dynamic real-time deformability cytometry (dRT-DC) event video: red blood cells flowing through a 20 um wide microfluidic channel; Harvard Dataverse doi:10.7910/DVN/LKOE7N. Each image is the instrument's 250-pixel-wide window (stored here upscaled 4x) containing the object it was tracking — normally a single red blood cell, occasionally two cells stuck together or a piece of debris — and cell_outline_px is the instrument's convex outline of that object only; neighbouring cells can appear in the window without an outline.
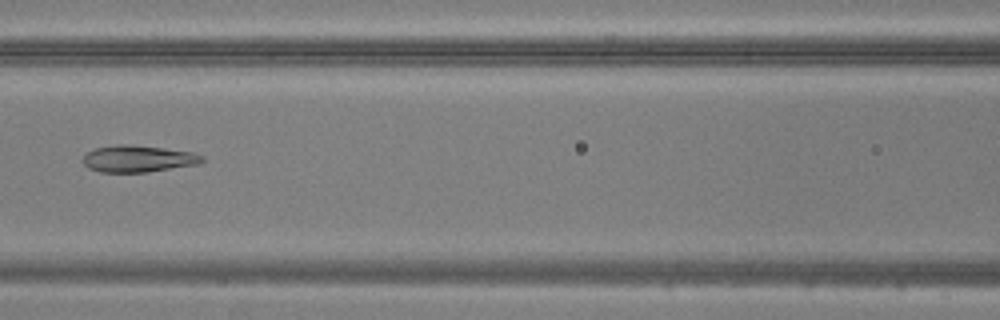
{"species": "common noctule bat (a hibernating species)", "species_latin": "Nyctalus noctula", "temperature_condition": "warm", "stored_images_in_passage": 48, "camera_frame_rate_fps": 3000, "um_per_image_px": 0.085, "animal": {"sex": "male", "body_mass_g": 20.5, "forearm_length_mm": 52.5}, "frame": {"image": 1, "passage_image": 22, "time_ms": 7.0, "image_size_px": [1000, 320], "cell_outline_px": [[204, 160], [200, 164], [148, 172], [100, 172], [88, 168], [84, 164], [84, 156], [88, 152], [96, 148], [120, 144], [132, 144], [164, 148], [192, 152], [204, 156]], "centroid_in_image_um": [11.78, 13.49], "position_along_channel_um": 154.8, "area_um2": 18.61}}
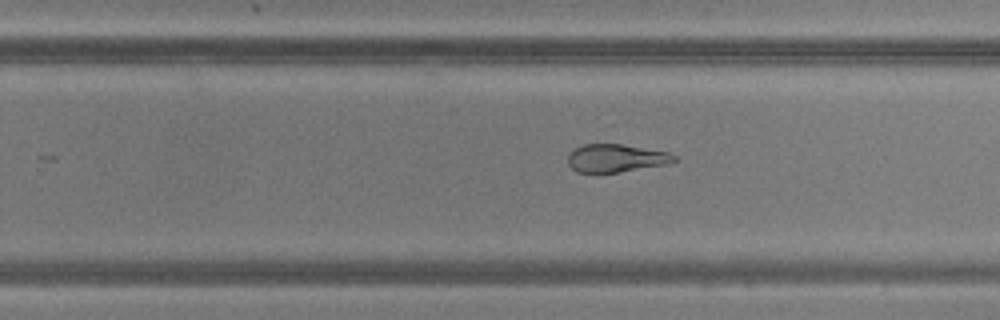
{"frame": {"image": 2, "passage_image": 31, "time_ms": 10.0, "image_size_px": [1000, 320], "cell_outline_px": [[680, 160], [664, 164], [620, 172], [576, 172], [568, 164], [568, 152], [584, 144], [620, 144], [668, 152], [676, 156]], "centroid_in_image_um": [52.34, 13.44], "position_along_channel_um": 277.5, "area_um2": 17.17}}
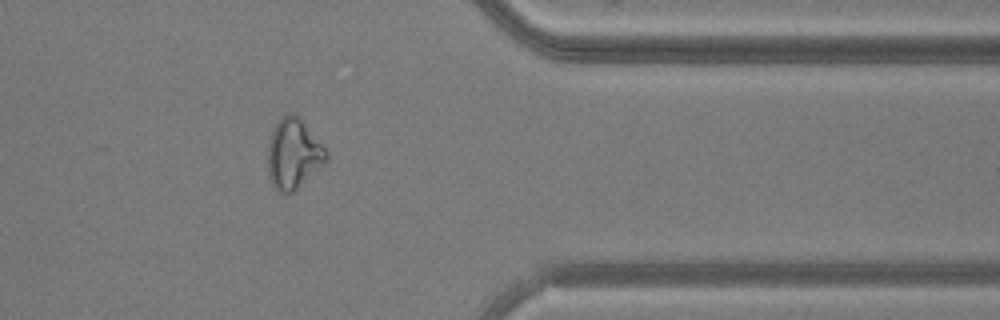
{"frame": {"image": 3, "passage_image": 40, "time_ms": 13.0, "image_size_px": [1000, 320], "cell_outline_px": [[328, 160], [324, 164], [292, 192], [280, 192], [272, 184], [268, 172], [268, 144], [272, 132], [276, 124], [288, 112], [292, 112], [300, 120], [328, 152]], "centroid_in_image_um": [24.93, 13.09], "position_along_channel_um": 386.5, "area_um2": 23.12}}